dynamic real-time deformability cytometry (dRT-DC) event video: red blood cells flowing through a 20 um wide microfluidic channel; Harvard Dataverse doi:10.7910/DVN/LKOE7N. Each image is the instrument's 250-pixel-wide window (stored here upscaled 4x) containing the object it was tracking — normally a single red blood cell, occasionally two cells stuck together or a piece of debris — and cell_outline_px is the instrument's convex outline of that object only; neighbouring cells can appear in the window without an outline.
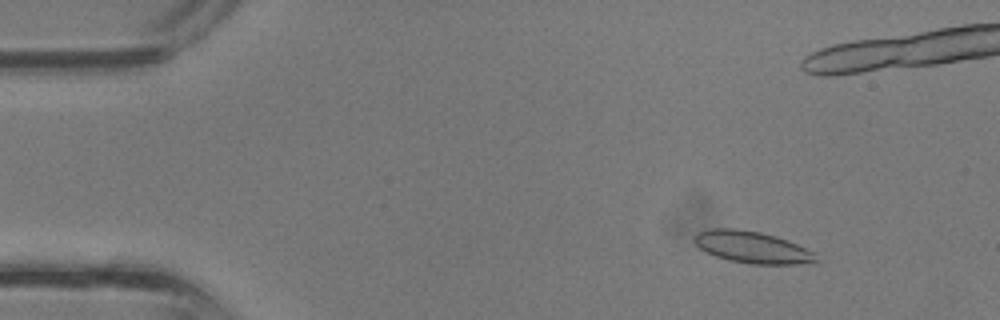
{"species": "common noctule bat (a hibernating species)", "species_latin": "Nyctalus noctula", "temperature_condition": "room temperature", "stored_images_in_passage": 39, "camera_frame_rate_fps": 3000, "um_per_image_px": 0.085, "animal": {"sex": "male", "body_mass_g": 13.3}, "frame": {"image": 1, "passage_image": 5, "time_ms": 1.333, "image_size_px": [1000, 320], "cell_outline_px": [[816, 260], [796, 264], [752, 264], [728, 260], [716, 256], [700, 248], [692, 240], [700, 232], [712, 228], [736, 228], [760, 232], [776, 236], [788, 240], [812, 252]], "centroid_in_image_um": [63.88, 21.0], "position_along_channel_um": 21.1, "area_um2": 22.08}}
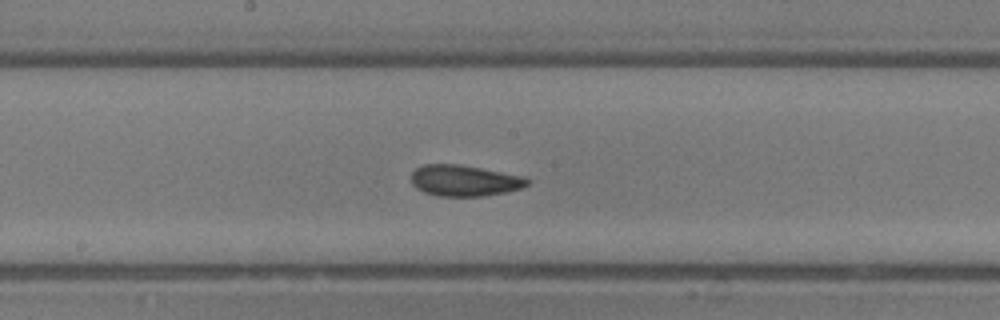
{"frame": {"image": 2, "passage_image": 20, "time_ms": 6.333, "image_size_px": [1000, 320], "cell_outline_px": [[532, 180], [528, 184], [520, 188], [504, 192], [484, 196], [436, 196], [424, 192], [416, 188], [412, 184], [412, 172], [416, 168], [424, 164], [460, 164], [524, 176]], "centroid_in_image_um": [39.47, 15.35], "position_along_channel_um": 208.7, "area_um2": 21.1}}
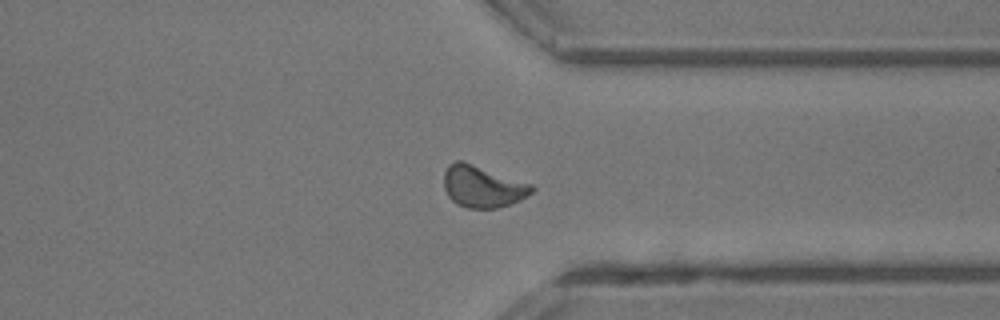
{"frame": {"image": 3, "passage_image": 29, "time_ms": 9.333, "image_size_px": [1000, 320], "cell_outline_px": [[536, 188], [532, 192], [508, 204], [496, 208], [468, 208], [456, 204], [448, 196], [444, 188], [444, 172], [448, 164], [456, 160], [464, 160], [532, 184]], "centroid_in_image_um": [40.97, 15.82], "position_along_channel_um": 370.4, "area_um2": 21.39}}